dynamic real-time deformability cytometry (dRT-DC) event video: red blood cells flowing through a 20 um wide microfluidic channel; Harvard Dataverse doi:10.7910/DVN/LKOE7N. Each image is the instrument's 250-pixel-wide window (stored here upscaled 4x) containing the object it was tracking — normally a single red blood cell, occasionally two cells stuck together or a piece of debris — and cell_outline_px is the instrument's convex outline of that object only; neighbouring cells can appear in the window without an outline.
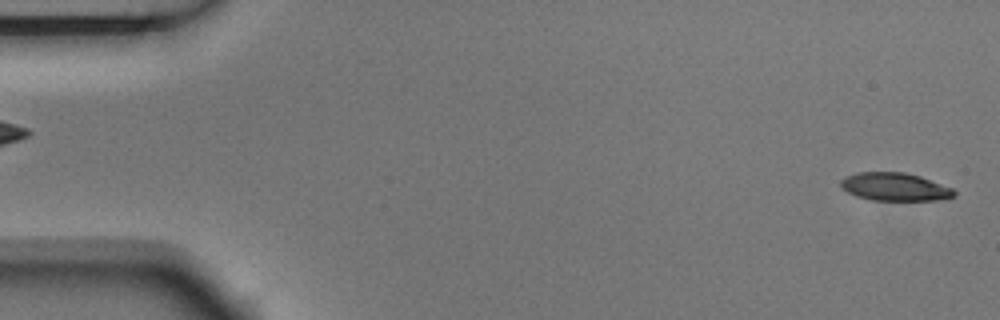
{"species": "Egyptian fruit bat (a non-hibernating species)", "species_latin": "Rousettus aegyptiacus", "temperature_condition": "room temperature", "stored_images_in_passage": 5, "segment_of_instrument_passage": [2, 2], "camera_frame_rate_fps": 3000, "um_per_image_px": 0.085, "animal": {"sex": "male"}, "frame": {"image": 1, "passage_image": 5, "time_ms": 1.333, "image_size_px": [1000, 320], "cell_outline_px": [[956, 196], [936, 200], [872, 200], [856, 196], [848, 192], [840, 184], [840, 180], [856, 172], [904, 172], [920, 176], [952, 188], [956, 192]], "centroid_in_image_um": [76.07, 15.88], "position_along_channel_um": 8.9, "area_um2": 18.38}}